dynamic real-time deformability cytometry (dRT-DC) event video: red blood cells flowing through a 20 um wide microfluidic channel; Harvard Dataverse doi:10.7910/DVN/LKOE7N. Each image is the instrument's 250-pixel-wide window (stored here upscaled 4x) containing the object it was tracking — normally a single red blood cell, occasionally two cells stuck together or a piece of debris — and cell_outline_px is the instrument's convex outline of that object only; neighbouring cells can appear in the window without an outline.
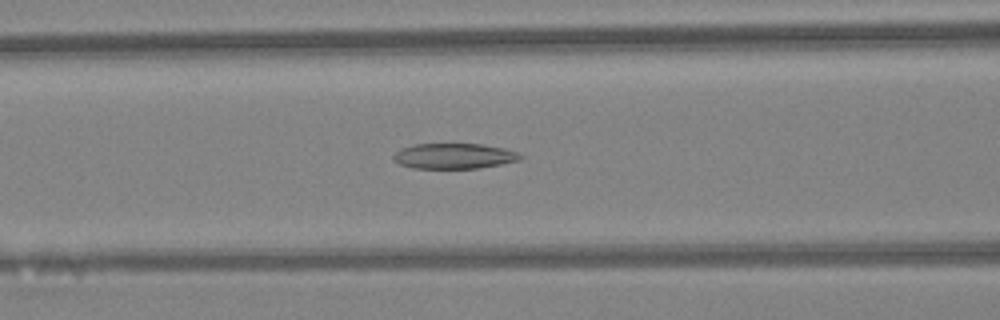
{"species": "Egyptian fruit bat (a non-hibernating species)", "species_latin": "Rousettus aegyptiacus", "temperature_condition": "warm", "stored_images_in_passage": 35, "camera_frame_rate_fps": 3000, "um_per_image_px": 0.085, "animal": {"sex": "female"}, "frame": {"image": 1, "passage_image": 12, "time_ms": 3.667, "image_size_px": [1000, 320], "cell_outline_px": [[524, 156], [520, 160], [480, 168], [412, 168], [400, 164], [392, 160], [392, 156], [400, 148], [416, 144], [480, 144], [504, 148], [516, 152]], "centroid_in_image_um": [38.57, 13.26], "position_along_channel_um": 128.0, "area_um2": 18.79}}
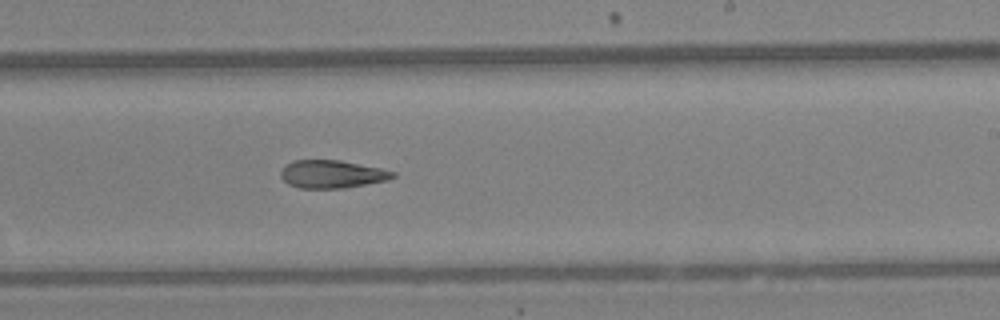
{"frame": {"image": 2, "passage_image": 21, "time_ms": 6.667, "image_size_px": [1000, 320], "cell_outline_px": [[396, 176], [388, 180], [344, 188], [300, 188], [288, 184], [280, 176], [280, 172], [292, 160], [340, 160], [380, 168], [396, 172]], "centroid_in_image_um": [28.23, 14.8], "position_along_channel_um": 260.8, "area_um2": 18.15}}
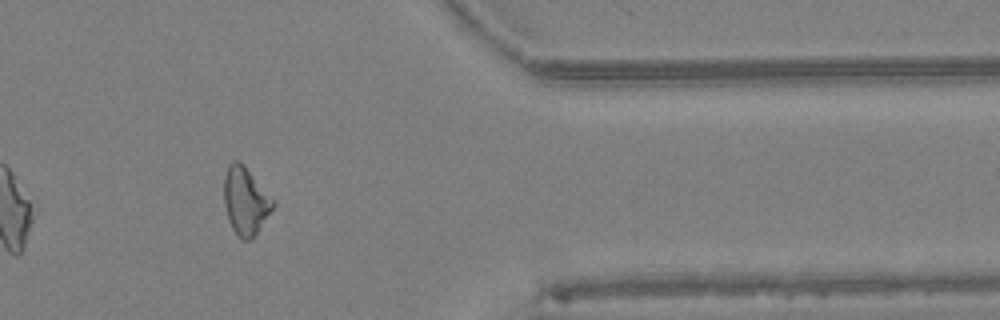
{"frame": {"image": 3, "passage_image": 31, "time_ms": 10.0, "image_size_px": [1000, 320], "cell_outline_px": [[276, 204], [256, 232], [248, 240], [244, 240], [236, 236], [228, 220], [224, 204], [224, 176], [228, 164], [232, 160], [240, 160], [244, 164], [276, 200]], "centroid_in_image_um": [20.86, 17.02], "position_along_channel_um": 390.5, "area_um2": 19.54}}